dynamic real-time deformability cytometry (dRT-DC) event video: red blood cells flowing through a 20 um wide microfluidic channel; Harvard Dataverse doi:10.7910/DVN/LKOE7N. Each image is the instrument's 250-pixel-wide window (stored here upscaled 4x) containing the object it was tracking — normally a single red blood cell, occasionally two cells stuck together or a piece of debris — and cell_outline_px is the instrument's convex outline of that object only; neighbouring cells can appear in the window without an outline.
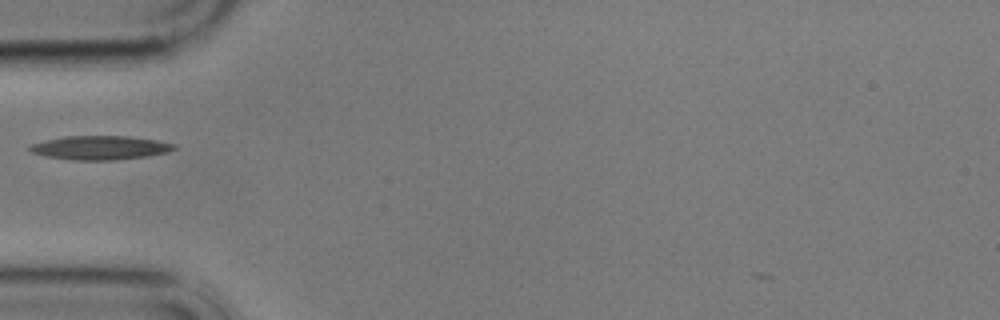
{"species": "common noctule bat (a hibernating species)", "species_latin": "Nyctalus noctula", "temperature_condition": "cold", "stored_images_in_passage": 19, "camera_frame_rate_fps": 3000, "um_per_image_px": 0.085, "animal": {"sex": "male", "body_mass_g": 17.9}, "frame": {"image": 1, "passage_image": 2, "time_ms": 0.333, "image_size_px": [1000, 320], "cell_outline_px": [[176, 148], [168, 152], [148, 156], [116, 160], [72, 160], [48, 156], [32, 152], [28, 148], [28, 144], [44, 140], [64, 136], [128, 136], [156, 140], [176, 144]], "centroid_in_image_um": [8.5, 12.55], "position_along_channel_um": 76.5, "area_um2": 20.17}}